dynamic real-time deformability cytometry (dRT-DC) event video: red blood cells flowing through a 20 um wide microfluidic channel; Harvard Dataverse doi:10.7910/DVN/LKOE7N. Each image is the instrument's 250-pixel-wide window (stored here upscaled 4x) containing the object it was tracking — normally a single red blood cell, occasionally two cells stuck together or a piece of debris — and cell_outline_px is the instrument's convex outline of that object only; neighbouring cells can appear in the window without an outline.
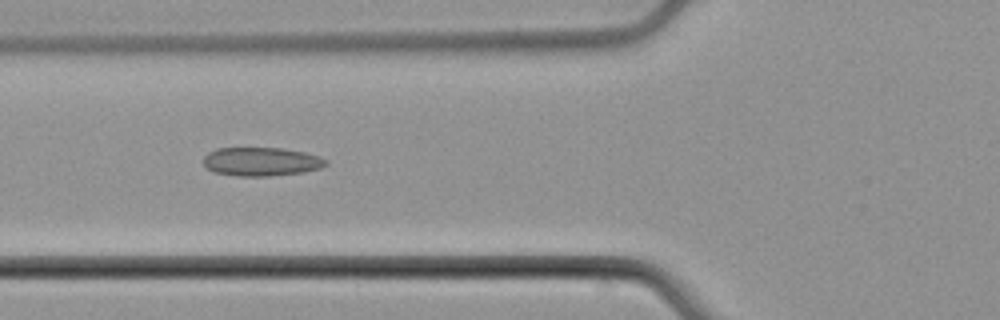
{"species": "common noctule bat (a hibernating species)", "species_latin": "Nyctalus noctula", "temperature_condition": "cold", "stored_images_in_passage": 4, "camera_frame_rate_fps": 3000, "um_per_image_px": 0.085, "animal": {"sex": "male", "body_mass_g": 21.5, "forearm_length_mm": 52.0}, "frame": {"image": 1, "passage_image": 2, "time_ms": 1.0, "image_size_px": [1000, 320], "cell_outline_px": [[328, 164], [320, 168], [300, 172], [268, 176], [236, 176], [216, 172], [208, 168], [204, 164], [204, 156], [208, 152], [216, 148], [284, 148], [304, 152], [320, 156], [328, 160]], "centroid_in_image_um": [22.22, 13.73], "position_along_channel_um": 103.6, "area_um2": 20.4}}
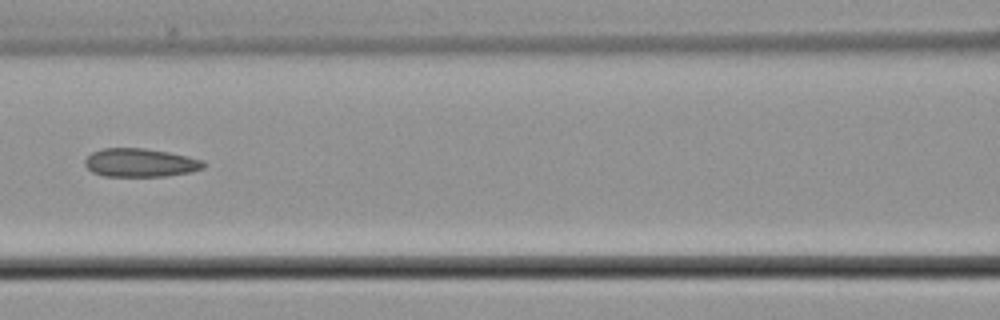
{"frame": {"image": 2, "passage_image": 3, "time_ms": 2.333, "image_size_px": [1000, 320], "cell_outline_px": [[208, 164], [204, 168], [192, 172], [164, 176], [104, 176], [92, 172], [84, 164], [84, 160], [92, 152], [100, 148], [144, 148], [168, 152], [188, 156], [204, 160]], "centroid_in_image_um": [11.95, 13.83], "position_along_channel_um": 154.6, "area_um2": 19.88}}
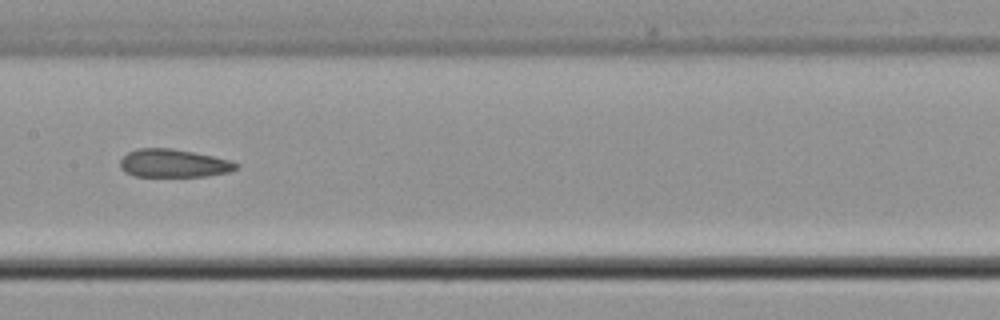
{"frame": {"image": 3, "passage_image": 4, "time_ms": 3.333, "image_size_px": [1000, 320], "cell_outline_px": [[240, 168], [228, 172], [208, 176], [136, 176], [124, 172], [120, 168], [120, 160], [128, 152], [136, 148], [172, 148], [232, 160], [240, 164]], "centroid_in_image_um": [14.78, 13.88], "position_along_channel_um": 192.6, "area_um2": 19.13}}